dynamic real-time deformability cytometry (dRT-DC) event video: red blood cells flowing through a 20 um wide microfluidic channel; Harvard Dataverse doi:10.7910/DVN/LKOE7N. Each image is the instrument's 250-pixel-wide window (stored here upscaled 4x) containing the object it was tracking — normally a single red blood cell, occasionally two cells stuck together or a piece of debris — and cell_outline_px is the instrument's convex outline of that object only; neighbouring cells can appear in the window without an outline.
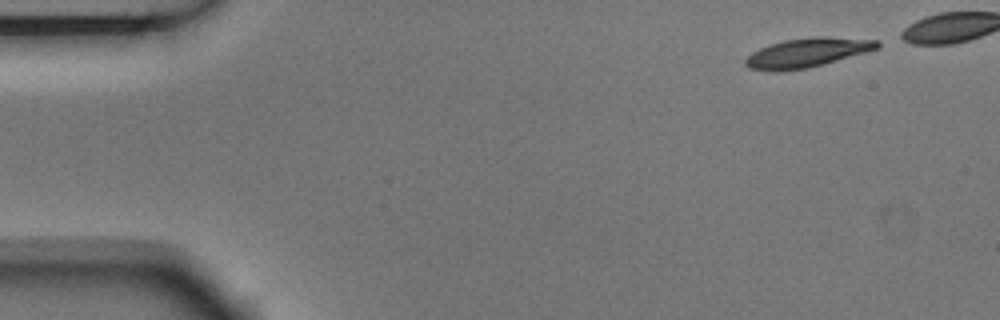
{"species": "Egyptian fruit bat (a non-hibernating species)", "species_latin": "Rousettus aegyptiacus", "temperature_condition": "room temperature", "stored_images_in_passage": 5, "camera_frame_rate_fps": 3000, "um_per_image_px": 0.085, "animal": {"sex": "male"}, "frame": {"image": 1, "passage_image": 1, "time_ms": 0.0, "image_size_px": [1000, 320], "cell_outline_px": [[880, 48], [824, 64], [808, 68], [780, 72], [772, 72], [748, 68], [744, 64], [744, 60], [752, 52], [760, 48], [784, 40], [816, 36], [824, 36], [880, 40]], "centroid_in_image_um": [68.61, 4.49], "position_along_channel_um": 16.4, "area_um2": 22.66}}
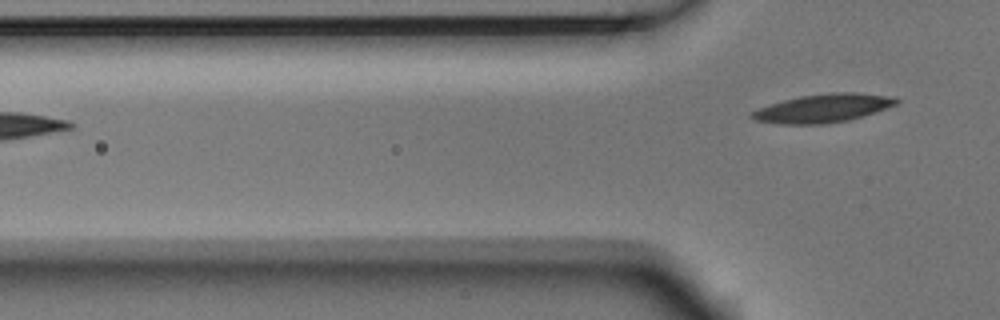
{"frame": {"image": 2, "passage_image": 5, "time_ms": 1.333, "image_size_px": [1000, 320], "cell_outline_px": [[900, 100], [896, 104], [848, 120], [824, 124], [776, 124], [752, 120], [748, 116], [748, 112], [784, 100], [800, 96], [832, 92], [856, 92], [892, 96]], "centroid_in_image_um": [69.88, 9.2], "position_along_channel_um": 55.9, "area_um2": 23.81}}